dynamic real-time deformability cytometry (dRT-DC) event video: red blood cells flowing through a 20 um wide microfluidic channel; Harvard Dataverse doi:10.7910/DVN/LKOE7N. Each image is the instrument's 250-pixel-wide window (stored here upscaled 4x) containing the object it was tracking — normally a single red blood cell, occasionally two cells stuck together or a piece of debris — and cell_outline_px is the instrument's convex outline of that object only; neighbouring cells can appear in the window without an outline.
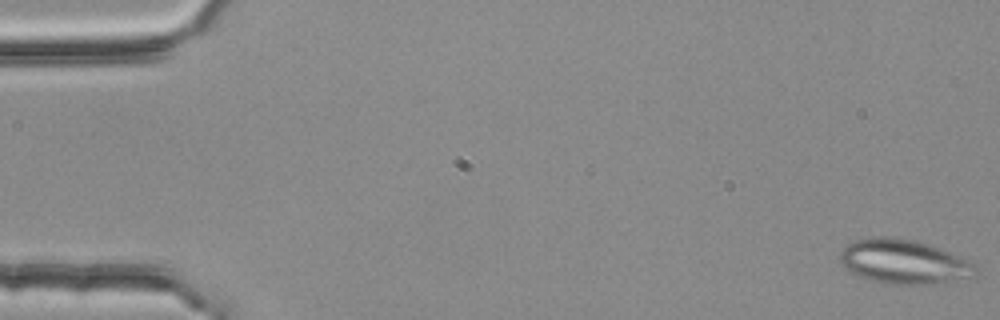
{"species": "common noctule bat (a hibernating species)", "species_latin": "Nyctalus noctula", "temperature_condition": "room temperature", "stored_images_in_passage": 4, "camera_frame_rate_fps": 3000, "um_per_image_px": 0.085, "animal": {"sex": "female", "body_mass_g": 25.1}, "frame": {"image": 1, "passage_image": 1, "time_ms": 0.0, "image_size_px": [1000, 320], "cell_outline_px": [[976, 276], [928, 284], [888, 284], [868, 280], [852, 272], [840, 260], [840, 252], [848, 244], [856, 240], [872, 236], [888, 236], [916, 240], [968, 260], [976, 264]], "centroid_in_image_um": [76.81, 22.24], "position_along_channel_um": 8.2, "area_um2": 34.56}}